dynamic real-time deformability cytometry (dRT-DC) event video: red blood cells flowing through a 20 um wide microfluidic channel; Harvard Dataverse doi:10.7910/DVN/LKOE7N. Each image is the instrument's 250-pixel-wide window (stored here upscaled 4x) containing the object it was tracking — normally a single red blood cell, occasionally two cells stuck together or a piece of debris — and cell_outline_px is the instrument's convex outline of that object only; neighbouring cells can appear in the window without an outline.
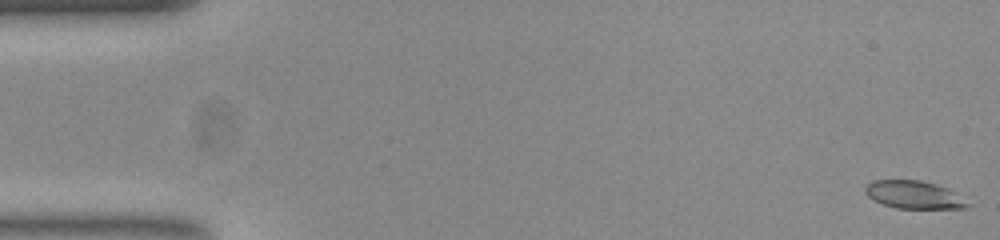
{"species": "common noctule bat (a hibernating species)", "species_latin": "Nyctalus noctula", "temperature_condition": "room temperature", "stored_images_in_passage": 53, "camera_frame_rate_fps": 3000, "um_per_image_px": 0.085, "animal": {"sex": "female", "body_mass_g": 23.0, "forearm_length_mm": 53.4}, "frame": {"image": 1, "passage_image": 1, "time_ms": 0.0, "image_size_px": [1000, 240], "cell_outline_px": [[972, 204], [968, 208], [896, 208], [872, 200], [864, 192], [864, 188], [872, 180], [920, 180], [936, 184], [948, 188], [956, 192]], "centroid_in_image_um": [77.71, 16.55], "position_along_channel_um": 7.3, "area_um2": 16.76}}
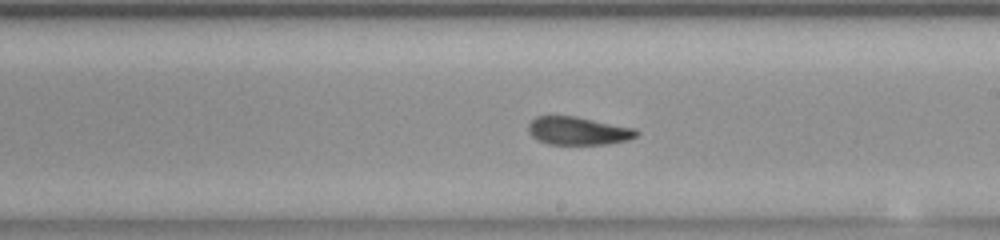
{"frame": {"image": 2, "passage_image": 30, "time_ms": 9.667, "image_size_px": [1000, 240], "cell_outline_px": [[640, 132], [636, 136], [628, 140], [608, 144], [548, 144], [532, 136], [528, 132], [528, 124], [536, 116], [576, 116], [636, 128]], "centroid_in_image_um": [49.17, 11.12], "position_along_channel_um": 239.8, "area_um2": 17.74}}
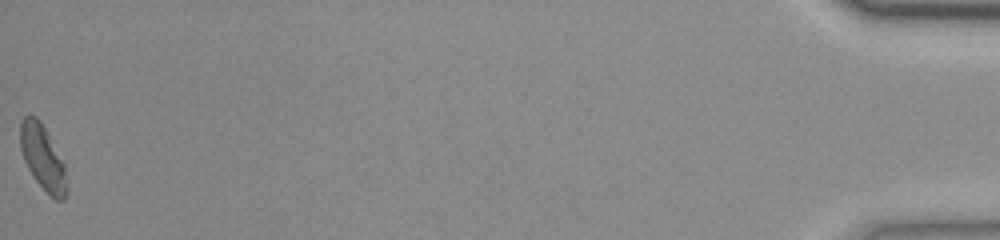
{"frame": {"image": 3, "passage_image": 53, "time_ms": 17.333, "image_size_px": [1000, 240], "cell_outline_px": [[68, 188], [64, 200], [56, 200], [36, 180], [28, 168], [24, 160], [20, 148], [20, 124], [24, 116], [36, 116], [40, 120], [64, 164]], "centroid_in_image_um": [3.63, 13.4], "position_along_channel_um": 431.6, "area_um2": 17.22}, "authors_computed_cell_mechanics": {"area_um2": 17.8602, "velocity_mm_per_s": 3.8635, "shape_relaxation_time_tau1_ms": 10.5469, "shape_relaxation_time_tau2_ms": 1.3287, "deformation_change_tau1": 0.2531, "deformation_change_tau2": 0.061}}